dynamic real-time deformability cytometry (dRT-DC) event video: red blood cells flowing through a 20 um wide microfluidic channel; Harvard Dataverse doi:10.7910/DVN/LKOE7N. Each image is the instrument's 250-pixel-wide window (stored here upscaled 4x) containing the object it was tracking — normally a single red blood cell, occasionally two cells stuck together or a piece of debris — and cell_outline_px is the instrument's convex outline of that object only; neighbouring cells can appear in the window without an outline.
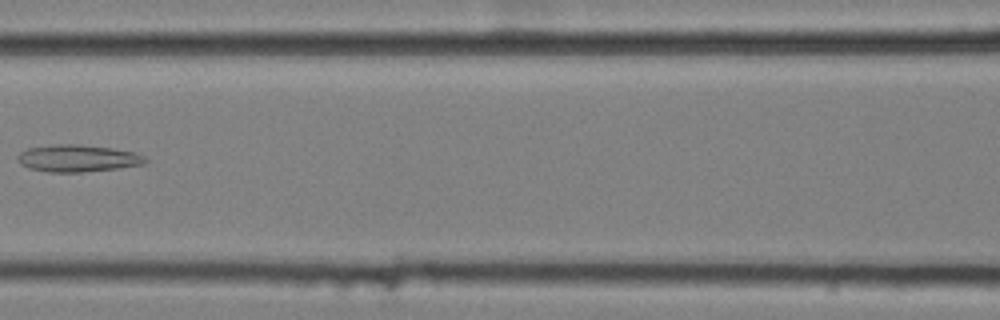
{"species": "common noctule bat (a hibernating species)", "species_latin": "Nyctalus noctula", "temperature_condition": "cold", "stored_images_in_passage": 8, "camera_frame_rate_fps": 3000, "um_per_image_px": 0.085, "animal": {"sex": "female", "body_mass_g": 25.1}, "frame": {"image": 1, "passage_image": 8, "time_ms": 2.333, "image_size_px": [1000, 320], "cell_outline_px": [[148, 160], [144, 164], [116, 168], [80, 172], [48, 172], [28, 168], [20, 164], [16, 160], [16, 156], [20, 152], [28, 148], [60, 144], [76, 144], [112, 148], [132, 152], [144, 156]], "centroid_in_image_um": [6.55, 13.46], "position_along_channel_um": 160.0, "area_um2": 20.0}}